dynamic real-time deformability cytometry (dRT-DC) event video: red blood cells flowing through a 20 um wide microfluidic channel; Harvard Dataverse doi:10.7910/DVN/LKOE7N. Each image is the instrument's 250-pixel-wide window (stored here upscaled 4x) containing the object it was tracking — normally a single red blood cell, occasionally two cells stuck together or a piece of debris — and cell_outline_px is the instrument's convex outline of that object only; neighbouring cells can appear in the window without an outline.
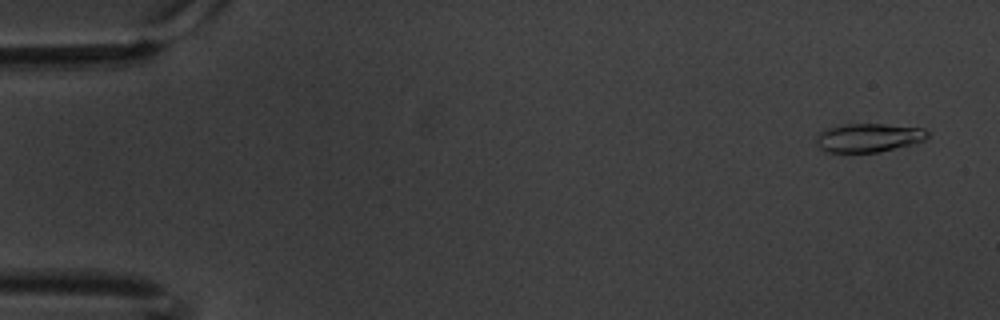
{"species": "common noctule bat (a hibernating species)", "species_latin": "Nyctalus noctula", "temperature_condition": "warm", "stored_images_in_passage": 6, "camera_frame_rate_fps": 3000, "um_per_image_px": 0.085, "animal": {"sex": "male", "body_mass_g": 20.1, "forearm_length_mm": 53.5}, "frame": {"image": 1, "passage_image": 1, "time_ms": 0.0, "image_size_px": [1000, 320], "cell_outline_px": [[928, 136], [924, 140], [912, 144], [880, 152], [828, 152], [820, 148], [816, 144], [816, 132], [824, 128], [844, 124], [884, 124], [924, 128], [928, 132]], "centroid_in_image_um": [73.78, 11.69], "position_along_channel_um": 11.2, "area_um2": 18.79}}